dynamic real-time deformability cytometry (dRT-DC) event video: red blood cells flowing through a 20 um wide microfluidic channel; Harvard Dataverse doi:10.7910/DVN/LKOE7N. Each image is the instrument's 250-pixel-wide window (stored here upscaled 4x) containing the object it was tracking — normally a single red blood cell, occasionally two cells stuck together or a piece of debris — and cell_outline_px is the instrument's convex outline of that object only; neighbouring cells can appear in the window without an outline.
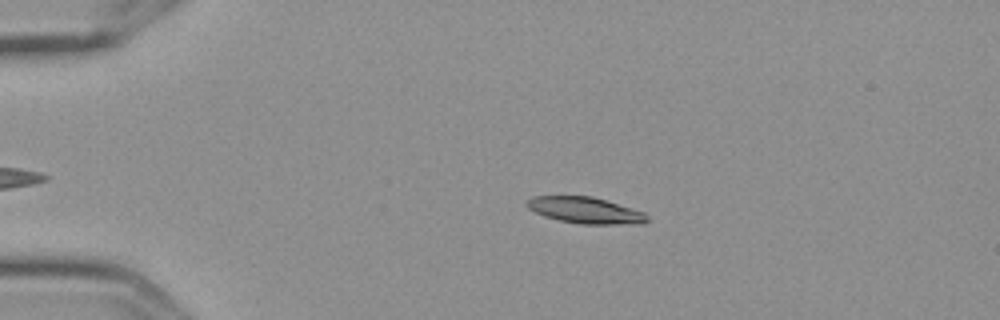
{"species": "Egyptian fruit bat (a non-hibernating species)", "species_latin": "Rousettus aegyptiacus", "temperature_condition": "cold", "stored_images_in_passage": 6, "camera_frame_rate_fps": 3000, "um_per_image_px": 0.085, "frame": {"image": 1, "passage_image": 2, "time_ms": 0.333, "image_size_px": [1000, 320], "cell_outline_px": [[648, 220], [644, 224], [580, 224], [560, 220], [544, 216], [528, 208], [524, 204], [524, 200], [532, 196], [592, 196], [644, 212], [648, 216]], "centroid_in_image_um": [49.73, 17.87], "position_along_channel_um": 35.3, "area_um2": 18.5}}
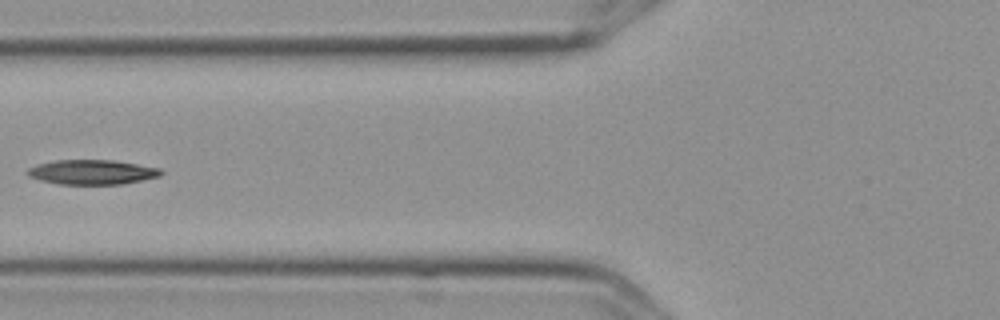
{"frame": {"image": 2, "passage_image": 5, "time_ms": 1.333, "image_size_px": [1000, 320], "cell_outline_px": [[164, 172], [160, 176], [120, 184], [60, 184], [40, 180], [28, 176], [24, 172], [28, 168], [36, 164], [56, 160], [112, 160], [160, 168]], "centroid_in_image_um": [7.77, 14.62], "position_along_channel_um": 118.0, "area_um2": 19.13}}
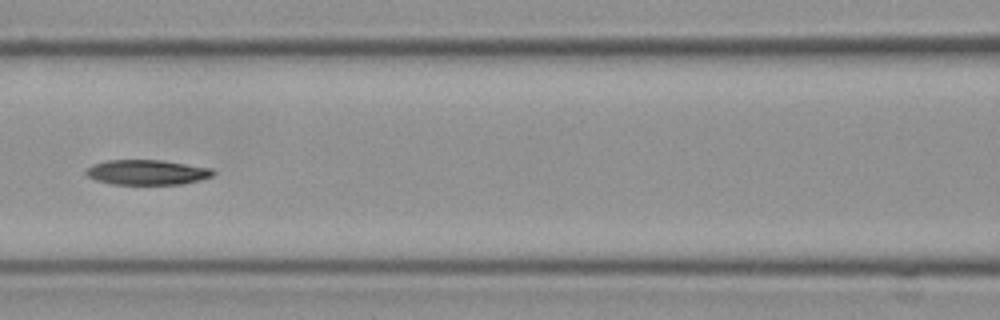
{"frame": {"image": 3, "passage_image": 6, "time_ms": 1.667, "image_size_px": [1000, 320], "cell_outline_px": [[216, 172], [212, 176], [200, 180], [180, 184], [112, 184], [96, 180], [88, 176], [84, 172], [92, 164], [108, 160], [160, 160], [212, 168]], "centroid_in_image_um": [12.5, 14.64], "position_along_channel_um": 154.1, "area_um2": 18.44}}